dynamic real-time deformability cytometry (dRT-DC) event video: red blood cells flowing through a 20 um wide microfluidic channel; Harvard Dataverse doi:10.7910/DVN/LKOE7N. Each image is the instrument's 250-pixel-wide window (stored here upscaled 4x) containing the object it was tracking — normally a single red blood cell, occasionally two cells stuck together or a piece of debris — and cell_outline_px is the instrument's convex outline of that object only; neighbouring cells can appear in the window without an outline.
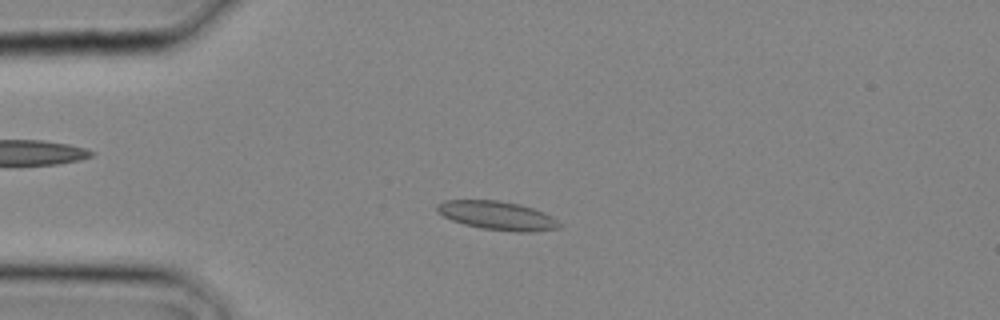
{"species": "common noctule bat (a hibernating species)", "species_latin": "Nyctalus noctula", "temperature_condition": "cold", "stored_images_in_passage": 12, "camera_frame_rate_fps": 3000, "um_per_image_px": 0.085, "animal": {"sex": "male", "body_mass_g": 20.4}, "frame": {"image": 1, "passage_image": 5, "time_ms": 1.333, "image_size_px": [1000, 320], "cell_outline_px": [[564, 224], [560, 228], [532, 232], [516, 232], [480, 228], [464, 224], [452, 220], [436, 212], [436, 204], [444, 200], [500, 200], [520, 204], [544, 212], [552, 216]], "centroid_in_image_um": [42.3, 18.32], "position_along_channel_um": 42.7, "area_um2": 20.75}}
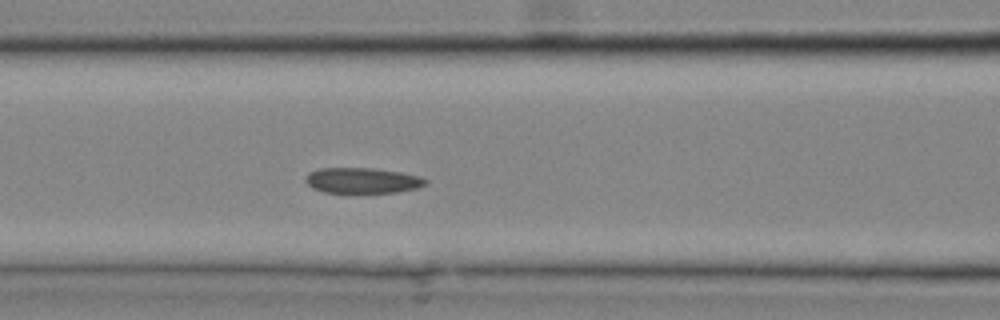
{"frame": {"image": 2, "passage_image": 10, "time_ms": 3.0, "image_size_px": [1000, 320], "cell_outline_px": [[428, 184], [416, 188], [396, 192], [324, 192], [312, 188], [304, 180], [308, 172], [320, 168], [372, 168], [400, 172], [420, 176], [428, 180]], "centroid_in_image_um": [30.8, 15.33], "position_along_channel_um": 135.8, "area_um2": 17.8}}
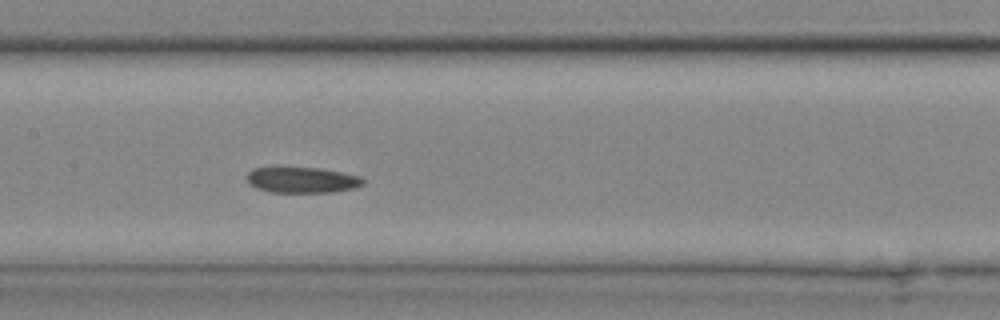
{"frame": {"image": 3, "passage_image": 12, "time_ms": 3.667, "image_size_px": [1000, 320], "cell_outline_px": [[364, 184], [352, 188], [332, 192], [272, 192], [256, 188], [248, 184], [248, 172], [252, 168], [276, 164], [280, 164], [320, 168], [360, 176], [364, 180]], "centroid_in_image_um": [25.58, 15.24], "position_along_channel_um": 181.8, "area_um2": 18.26}}